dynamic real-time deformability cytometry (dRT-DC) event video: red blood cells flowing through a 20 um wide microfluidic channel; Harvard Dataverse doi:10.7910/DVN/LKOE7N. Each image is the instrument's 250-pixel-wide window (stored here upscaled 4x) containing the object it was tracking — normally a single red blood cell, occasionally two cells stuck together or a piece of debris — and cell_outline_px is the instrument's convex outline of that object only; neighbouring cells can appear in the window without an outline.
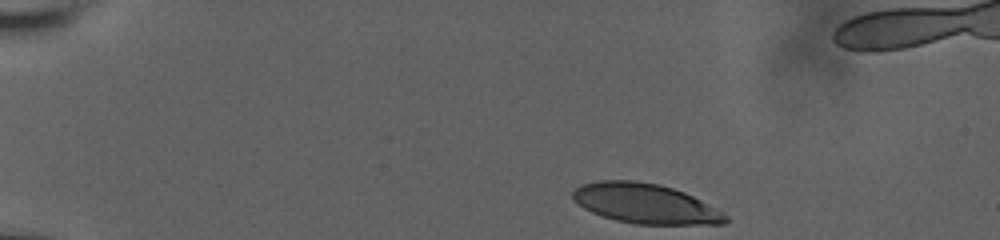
{"species": "human", "species_latin": "Homo sapiens", "temperature_condition": "room temperature", "stored_images_in_passage": 27, "camera_frame_rate_fps": 3000, "um_per_image_px": 0.085, "donor": {"sex": "male"}, "frame": {"image": 1, "passage_image": 1, "time_ms": 0.0, "image_size_px": [1000, 240], "cell_outline_px": [[728, 220], [724, 224], [636, 224], [616, 220], [592, 212], [584, 208], [572, 196], [572, 192], [580, 184], [600, 180], [636, 180], [660, 184], [684, 192], [716, 208], [728, 216]], "centroid_in_image_um": [54.85, 17.29], "position_along_channel_um": 30.1, "area_um2": 35.26}}
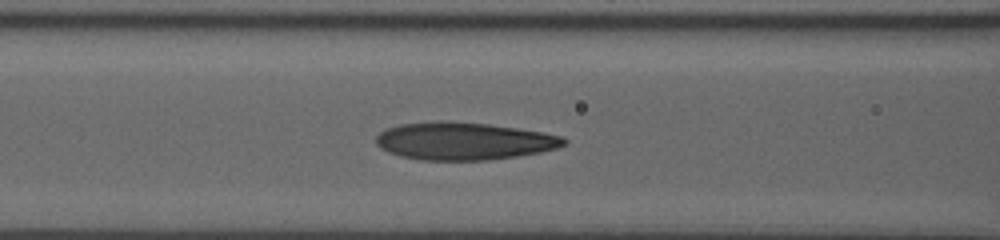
{"frame": {"image": 2, "passage_image": 16, "time_ms": 5.333, "image_size_px": [1000, 240], "cell_outline_px": [[568, 144], [556, 148], [540, 152], [516, 156], [488, 160], [420, 160], [400, 156], [388, 152], [380, 148], [376, 144], [376, 136], [384, 128], [400, 124], [440, 120], [444, 120], [488, 124], [544, 132], [560, 136], [568, 140]], "centroid_in_image_um": [39.39, 11.98], "position_along_channel_um": 127.2, "area_um2": 41.38}}
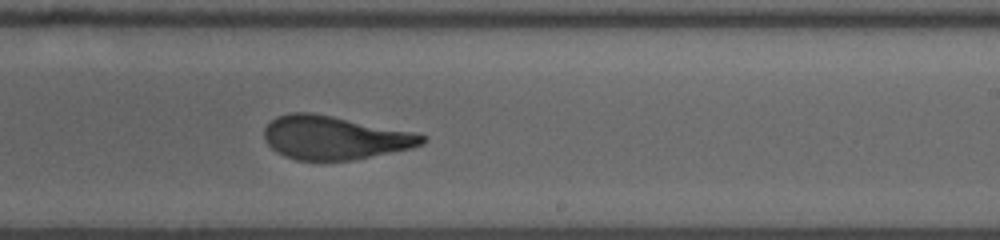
{"frame": {"image": 3, "passage_image": 27, "time_ms": 9.0, "image_size_px": [1000, 240], "cell_outline_px": [[428, 140], [424, 144], [412, 148], [352, 160], [296, 160], [284, 156], [276, 152], [268, 144], [264, 136], [264, 128], [276, 116], [292, 112], [312, 112], [412, 132], [428, 136]], "centroid_in_image_um": [28.43, 11.7], "position_along_channel_um": 260.6, "area_um2": 39.88}}